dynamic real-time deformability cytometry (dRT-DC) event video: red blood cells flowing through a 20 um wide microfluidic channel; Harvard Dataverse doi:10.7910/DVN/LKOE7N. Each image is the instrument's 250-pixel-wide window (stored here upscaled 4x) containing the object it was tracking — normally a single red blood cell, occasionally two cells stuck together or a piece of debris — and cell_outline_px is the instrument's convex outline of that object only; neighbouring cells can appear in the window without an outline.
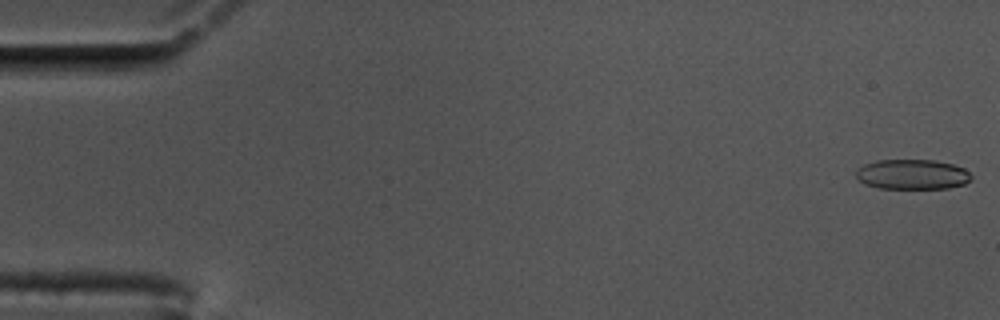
{"species": "common noctule bat (a hibernating species)", "species_latin": "Nyctalus noctula", "temperature_condition": "cold", "stored_images_in_passage": 58, "camera_frame_rate_fps": 3000, "um_per_image_px": 0.085, "animal": {"sex": "male", "body_mass_g": 17.5, "forearm_length_mm": 52.3}, "frame": {"image": 1, "passage_image": 1, "time_ms": 0.0, "image_size_px": [1000, 320], "cell_outline_px": [[972, 180], [964, 184], [948, 188], [880, 188], [864, 184], [856, 176], [856, 172], [864, 164], [876, 160], [936, 160], [952, 164], [964, 168], [972, 176]], "centroid_in_image_um": [77.57, 14.82], "position_along_channel_um": 7.4, "area_um2": 20.11}}
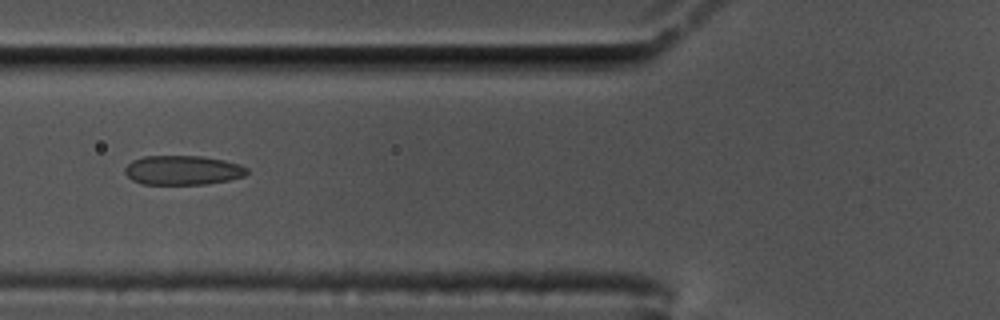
{"frame": {"image": 2, "passage_image": 22, "time_ms": 7.0, "image_size_px": [1000, 320], "cell_outline_px": [[248, 172], [244, 176], [228, 180], [204, 184], [140, 184], [132, 180], [124, 172], [124, 168], [132, 160], [144, 156], [200, 156], [224, 160], [240, 164], [248, 168]], "centroid_in_image_um": [15.52, 14.46], "position_along_channel_um": 110.3, "area_um2": 20.92}}
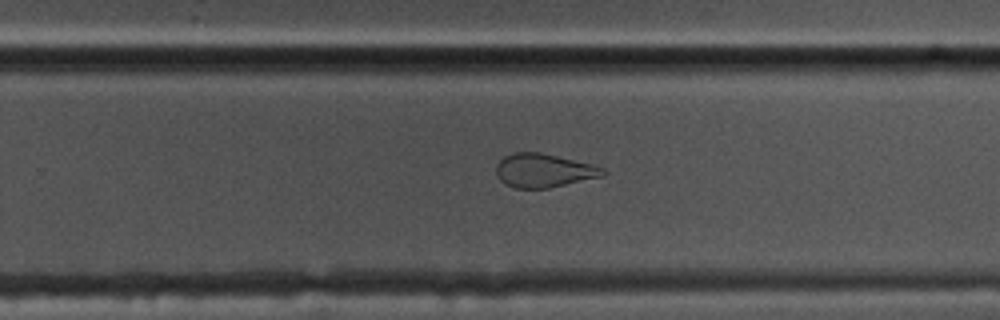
{"frame": {"image": 3, "passage_image": 37, "time_ms": 12.0, "image_size_px": [1000, 320], "cell_outline_px": [[608, 172], [604, 176], [548, 188], [516, 188], [504, 184], [496, 176], [496, 164], [504, 156], [512, 152], [540, 152], [592, 164], [604, 168]], "centroid_in_image_um": [46.21, 14.49], "position_along_channel_um": 283.6, "area_um2": 21.1}, "authors_computed_cell_mechanics": {"area_um2": 21.7328, "velocity_mm_per_s": 3.4673, "shape_relaxation_time_tau1_ms": null, "shape_relaxation_time_tau2_ms": 1.5343, "deformation_change_tau1": null, "deformation_change_tau2": 0.0826}}